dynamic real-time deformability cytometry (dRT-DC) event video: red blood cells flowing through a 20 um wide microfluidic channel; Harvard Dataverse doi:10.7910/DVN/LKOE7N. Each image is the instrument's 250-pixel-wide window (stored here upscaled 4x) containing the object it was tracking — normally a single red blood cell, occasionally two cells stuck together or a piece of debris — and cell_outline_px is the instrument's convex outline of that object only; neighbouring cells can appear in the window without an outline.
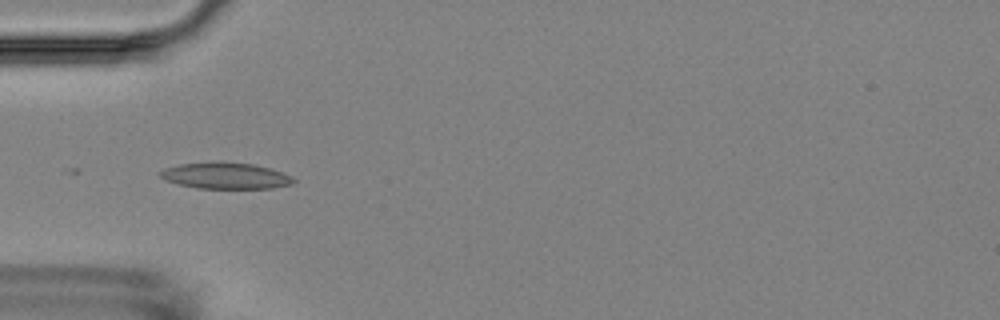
{"species": "Egyptian fruit bat (a non-hibernating species)", "species_latin": "Rousettus aegyptiacus", "temperature_condition": "room temperature", "stored_images_in_passage": 9, "camera_frame_rate_fps": 3000, "um_per_image_px": 0.085, "animal": {"sex": "female"}, "frame": {"image": 1, "passage_image": 5, "time_ms": 4.667, "image_size_px": [1000, 320], "cell_outline_px": [[296, 180], [292, 184], [272, 188], [196, 188], [164, 180], [156, 172], [164, 168], [180, 164], [220, 160], [252, 164], [268, 168], [292, 176]], "centroid_in_image_um": [19.12, 14.92], "position_along_channel_um": 65.9, "area_um2": 20.63}}
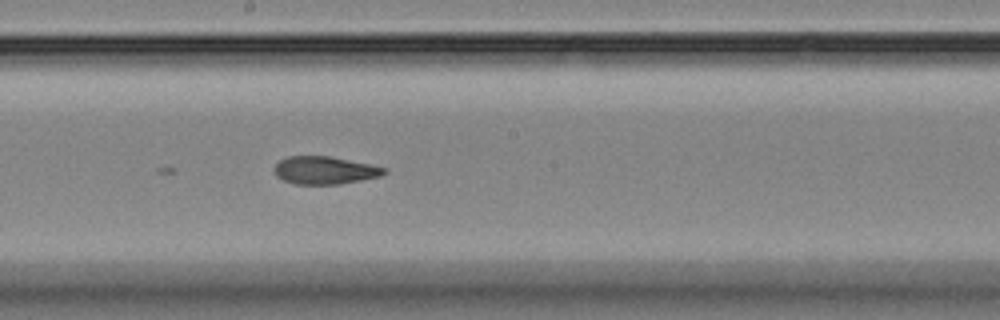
{"frame": {"image": 2, "passage_image": 9, "time_ms": 9.0, "image_size_px": [1000, 320], "cell_outline_px": [[388, 172], [380, 176], [340, 184], [296, 184], [284, 180], [276, 176], [272, 172], [272, 168], [280, 160], [288, 156], [328, 156], [388, 168]], "centroid_in_image_um": [27.57, 14.47], "position_along_channel_um": 220.6, "area_um2": 17.74}}